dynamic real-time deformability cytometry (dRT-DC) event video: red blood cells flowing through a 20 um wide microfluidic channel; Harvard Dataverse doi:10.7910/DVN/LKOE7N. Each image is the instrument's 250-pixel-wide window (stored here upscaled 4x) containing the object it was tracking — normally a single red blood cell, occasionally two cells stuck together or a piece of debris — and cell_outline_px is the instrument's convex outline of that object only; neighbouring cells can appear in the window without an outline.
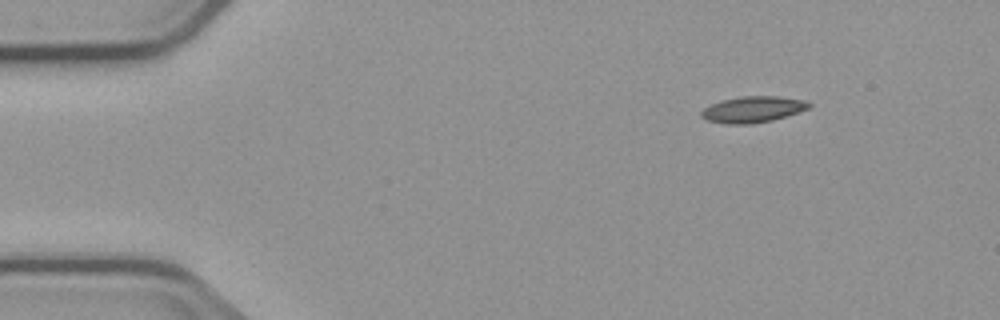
{"species": "common noctule bat (a hibernating species)", "species_latin": "Nyctalus noctula", "temperature_condition": "cold", "stored_images_in_passage": 8, "camera_frame_rate_fps": 3000, "um_per_image_px": 0.085, "animal": {"sex": "male", "body_mass_g": 23.1, "forearm_length_mm": 52.7}, "frame": {"image": 1, "passage_image": 1, "time_ms": 0.0, "image_size_px": [1000, 320], "cell_outline_px": [[812, 104], [808, 108], [772, 120], [752, 124], [724, 124], [708, 120], [700, 116], [700, 112], [704, 108], [720, 100], [740, 96], [776, 96], [808, 100]], "centroid_in_image_um": [63.97, 9.29], "position_along_channel_um": 21.0, "area_um2": 16.42}}
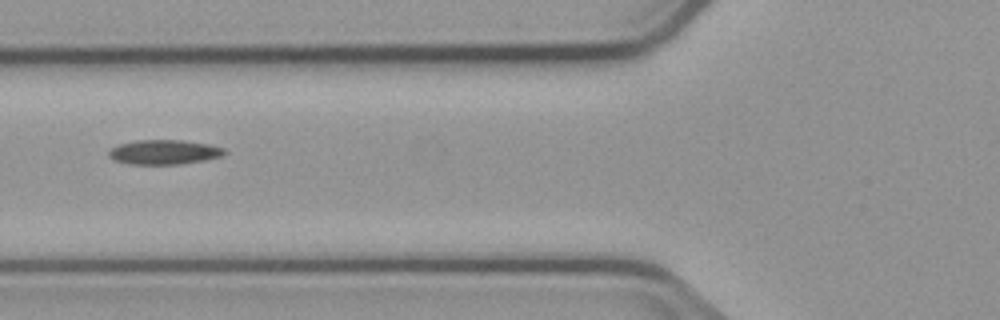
{"frame": {"image": 2, "passage_image": 5, "time_ms": 4.667, "image_size_px": [1000, 320], "cell_outline_px": [[228, 152], [224, 156], [204, 160], [180, 164], [128, 164], [112, 160], [108, 156], [108, 152], [112, 148], [120, 144], [136, 140], [180, 140], [208, 144], [224, 148]], "centroid_in_image_um": [13.95, 12.93], "position_along_channel_um": 111.8, "area_um2": 16.65}}
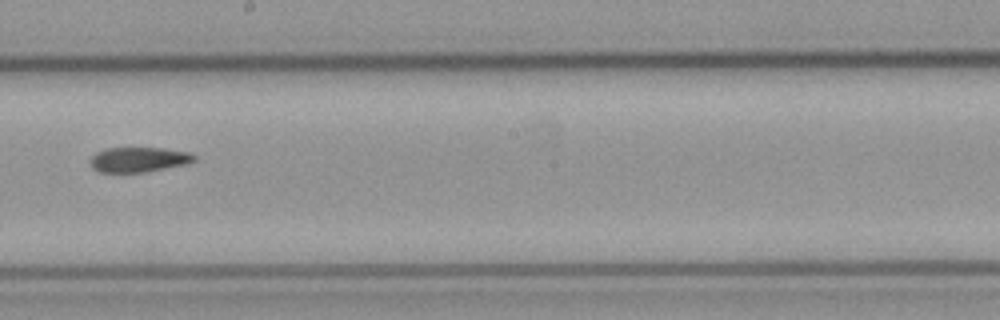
{"frame": {"image": 3, "passage_image": 8, "time_ms": 8.0, "image_size_px": [1000, 320], "cell_outline_px": [[196, 160], [184, 164], [144, 172], [100, 172], [92, 168], [92, 156], [96, 152], [104, 148], [164, 148], [188, 152], [196, 156]], "centroid_in_image_um": [11.78, 13.55], "position_along_channel_um": 236.4, "area_um2": 14.91}}